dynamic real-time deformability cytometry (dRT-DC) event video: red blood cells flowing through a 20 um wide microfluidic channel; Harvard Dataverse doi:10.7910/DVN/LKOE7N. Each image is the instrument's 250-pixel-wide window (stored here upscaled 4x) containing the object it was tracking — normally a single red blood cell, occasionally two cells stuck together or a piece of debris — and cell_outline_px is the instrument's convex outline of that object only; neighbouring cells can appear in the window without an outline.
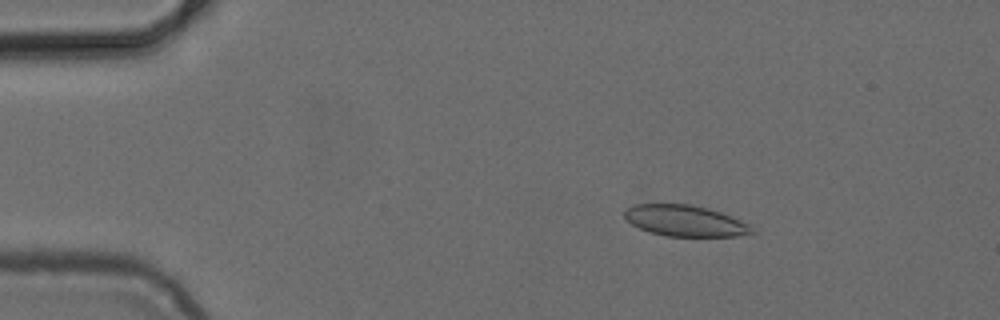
{"species": "common noctule bat (a hibernating species)", "species_latin": "Nyctalus noctula", "temperature_condition": "cold", "stored_images_in_passage": 26, "camera_frame_rate_fps": 3000, "um_per_image_px": 0.085, "animal": {"sex": "female", "body_mass_g": 24.6, "forearm_length_mm": 56.2}, "frame": {"image": 1, "passage_image": 1, "time_ms": 0.0, "image_size_px": [1000, 320], "cell_outline_px": [[756, 232], [752, 236], [664, 236], [640, 228], [632, 224], [624, 216], [624, 212], [628, 208], [636, 204], [688, 204], [708, 208], [720, 212], [748, 224]], "centroid_in_image_um": [58.28, 18.78], "position_along_channel_um": 26.7, "area_um2": 22.95}}
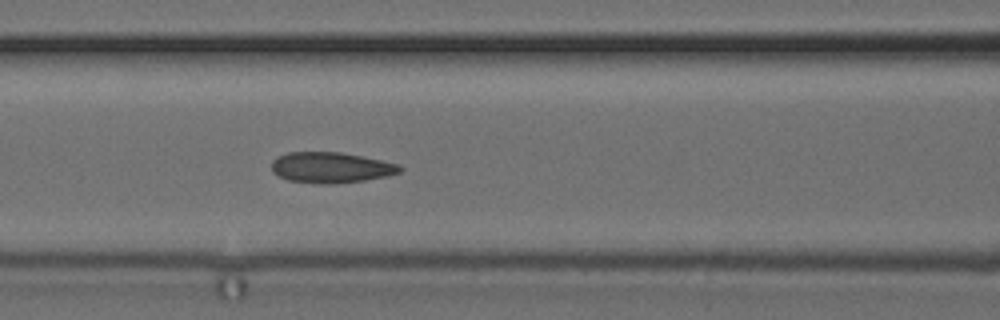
{"frame": {"image": 2, "passage_image": 14, "time_ms": 4.333, "image_size_px": [1000, 320], "cell_outline_px": [[404, 168], [400, 172], [388, 176], [364, 180], [332, 184], [320, 184], [288, 180], [272, 172], [272, 160], [276, 156], [288, 152], [340, 152], [400, 164]], "centroid_in_image_um": [28.12, 14.24], "position_along_channel_um": 138.5, "area_um2": 23.0}}
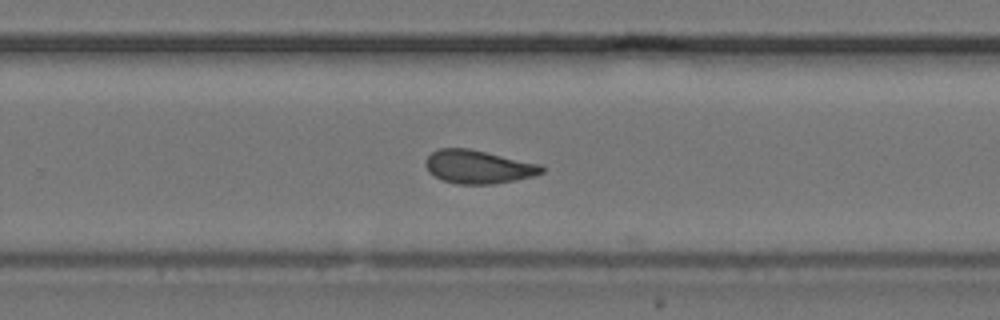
{"frame": {"image": 3, "passage_image": 25, "time_ms": 8.0, "image_size_px": [1000, 320], "cell_outline_px": [[544, 172], [536, 176], [516, 180], [492, 184], [456, 184], [444, 180], [428, 172], [424, 164], [424, 160], [432, 152], [440, 148], [468, 148], [540, 164], [544, 168]], "centroid_in_image_um": [40.65, 14.18], "position_along_channel_um": 289.2, "area_um2": 22.6}}